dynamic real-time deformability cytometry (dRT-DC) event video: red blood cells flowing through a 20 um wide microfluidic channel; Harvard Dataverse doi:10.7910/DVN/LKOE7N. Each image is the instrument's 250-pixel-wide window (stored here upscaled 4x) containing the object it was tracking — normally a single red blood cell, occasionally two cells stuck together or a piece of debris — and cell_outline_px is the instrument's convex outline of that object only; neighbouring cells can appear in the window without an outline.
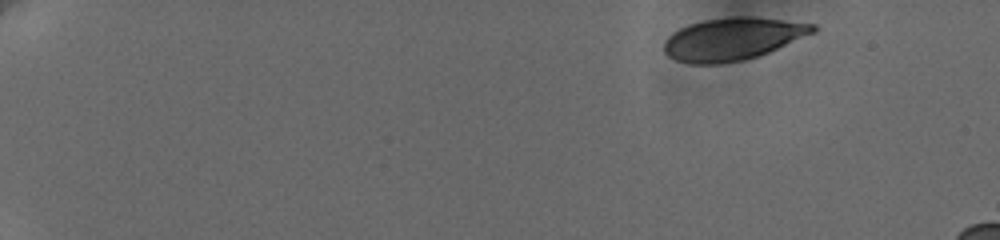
{"species": "human", "species_latin": "Homo sapiens", "temperature_condition": "cold", "stored_images_in_passage": 46, "camera_frame_rate_fps": 3000, "um_per_image_px": 0.085, "donor": {"sex": "female"}, "frame": {"image": 1, "passage_image": 1, "time_ms": 0.0, "image_size_px": [1000, 240], "cell_outline_px": [[820, 28], [816, 32], [768, 52], [744, 60], [720, 64], [688, 64], [676, 60], [668, 56], [664, 52], [664, 40], [672, 32], [688, 24], [704, 20], [780, 20], [816, 24]], "centroid_in_image_um": [62.23, 3.38], "position_along_channel_um": 22.8, "area_um2": 35.66}}
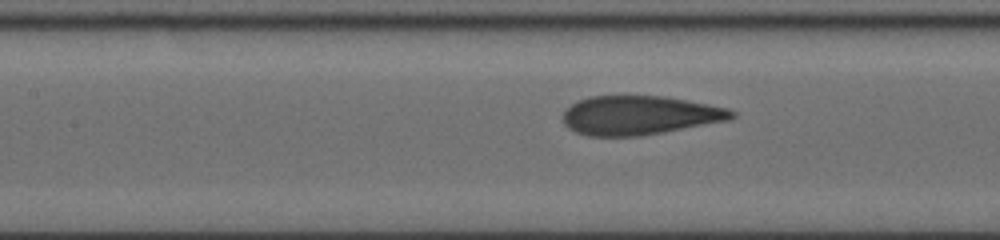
{"frame": {"image": 2, "passage_image": 23, "time_ms": 7.667, "image_size_px": [1000, 240], "cell_outline_px": [[736, 116], [728, 120], [664, 132], [640, 136], [588, 136], [576, 132], [568, 128], [564, 124], [564, 112], [576, 100], [588, 96], [664, 96], [708, 104], [728, 108], [736, 112]], "centroid_in_image_um": [54.35, 9.8], "position_along_channel_um": 153.0, "area_um2": 38.32}}
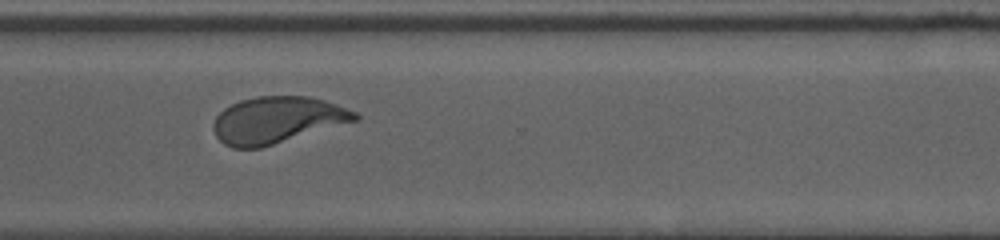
{"frame": {"image": 3, "passage_image": 45, "time_ms": 13.0, "image_size_px": [1000, 240], "cell_outline_px": [[360, 116], [356, 120], [260, 148], [232, 148], [224, 144], [216, 136], [212, 128], [212, 124], [216, 116], [224, 108], [240, 100], [256, 96], [308, 96], [324, 100], [336, 104], [356, 112]], "centroid_in_image_um": [23.5, 10.19], "position_along_channel_um": 347.1, "area_um2": 38.21}}